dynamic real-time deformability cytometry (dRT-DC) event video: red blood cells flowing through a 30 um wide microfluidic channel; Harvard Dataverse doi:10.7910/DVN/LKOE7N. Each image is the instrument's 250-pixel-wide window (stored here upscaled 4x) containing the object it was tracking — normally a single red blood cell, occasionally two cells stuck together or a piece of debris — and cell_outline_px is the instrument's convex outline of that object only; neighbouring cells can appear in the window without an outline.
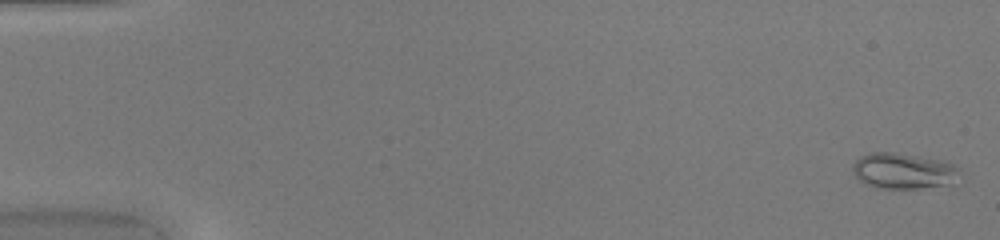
{"species": "common noctule bat (a hibernating species)", "species_latin": "Nyctalus noctula", "temperature_condition": "warm", "stored_images_in_passage": 51, "camera_frame_rate_fps": 3000, "um_per_image_px": 0.085, "animal": {"sex": "female", "body_mass_g": 20.0, "forearm_length_mm": 54.0}, "frame": {"image": 1, "passage_image": 2, "time_ms": 0.333, "image_size_px": [1000, 240], "cell_outline_px": [[960, 168], [948, 184], [920, 188], [876, 188], [864, 184], [856, 176], [852, 168], [852, 164], [860, 156], [872, 152], [892, 152], [940, 160], [952, 164]], "centroid_in_image_um": [76.69, 14.52], "position_along_channel_um": 8.3, "area_um2": 21.85}}
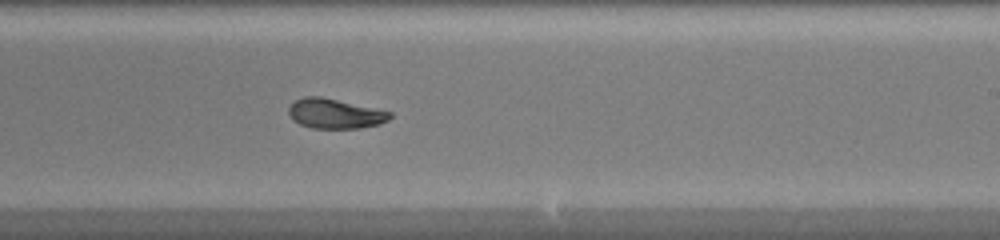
{"frame": {"image": 2, "passage_image": 32, "time_ms": 10.333, "image_size_px": [1000, 240], "cell_outline_px": [[392, 116], [388, 120], [380, 124], [360, 128], [312, 128], [300, 124], [292, 120], [288, 112], [288, 108], [296, 100], [304, 96], [320, 96], [392, 112]], "centroid_in_image_um": [28.46, 9.66], "position_along_channel_um": 260.5, "area_um2": 17.51}}
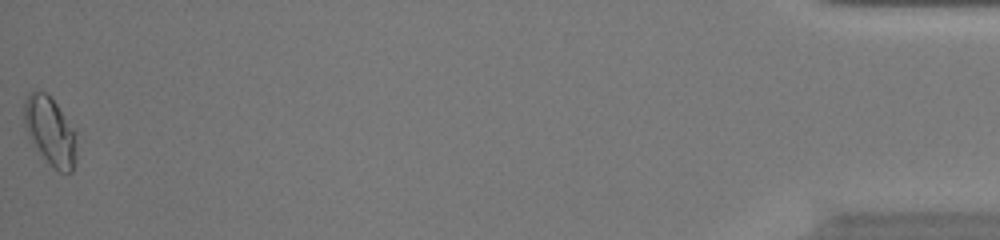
{"frame": {"image": 3, "passage_image": 51, "time_ms": 16.667, "image_size_px": [1000, 240], "cell_outline_px": [[76, 160], [72, 172], [60, 172], [36, 148], [28, 136], [24, 128], [24, 100], [28, 92], [44, 92], [56, 104], [76, 132]], "centroid_in_image_um": [4.26, 11.14], "position_along_channel_um": 430.9, "area_um2": 20.52}, "authors_computed_cell_mechanics": {"area_um2": 18.5538, "velocity_mm_per_s": 4.1695, "shape_relaxation_time_tau1_ms": 9.9375, "shape_relaxation_time_tau2_ms": 2.6628, "deformation_change_tau1": 0.2558, "deformation_change_tau2": 0.0656}}